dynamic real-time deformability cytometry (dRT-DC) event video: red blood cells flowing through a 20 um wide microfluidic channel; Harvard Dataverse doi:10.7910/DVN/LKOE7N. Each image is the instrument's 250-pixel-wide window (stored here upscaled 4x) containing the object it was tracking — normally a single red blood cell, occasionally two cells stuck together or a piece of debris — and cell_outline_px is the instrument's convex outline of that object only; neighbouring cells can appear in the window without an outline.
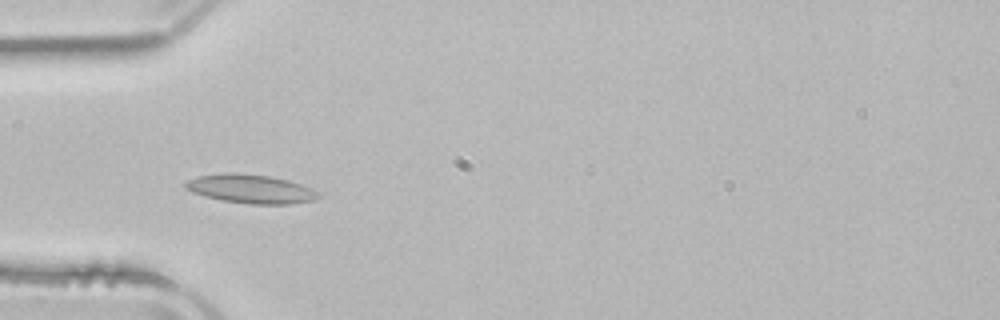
{"species": "common noctule bat (a hibernating species)", "species_latin": "Nyctalus noctula", "temperature_condition": "room temperature", "stored_images_in_passage": 41, "camera_frame_rate_fps": 3000, "um_per_image_px": 0.085, "animal": {"sex": "male", "body_mass_g": 21.5, "forearm_length_mm": 52.0}, "frame": {"image": 1, "passage_image": 5, "time_ms": 1.333, "image_size_px": [1000, 320], "cell_outline_px": [[320, 196], [312, 200], [292, 204], [248, 204], [220, 200], [204, 196], [192, 192], [184, 188], [184, 184], [188, 180], [196, 176], [224, 172], [232, 172], [268, 176], [288, 180], [312, 188]], "centroid_in_image_um": [21.25, 16.05], "position_along_channel_um": 63.7, "area_um2": 22.37}}
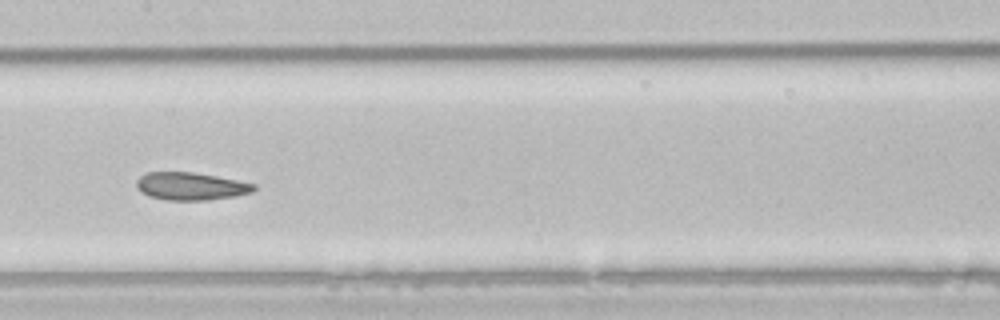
{"frame": {"image": 2, "passage_image": 15, "time_ms": 4.667, "image_size_px": [1000, 320], "cell_outline_px": [[256, 188], [252, 192], [236, 196], [208, 200], [164, 200], [148, 196], [140, 192], [136, 188], [136, 180], [140, 176], [148, 172], [192, 172], [216, 176], [256, 184]], "centroid_in_image_um": [16.19, 15.83], "position_along_channel_um": 191.2, "area_um2": 19.07}}
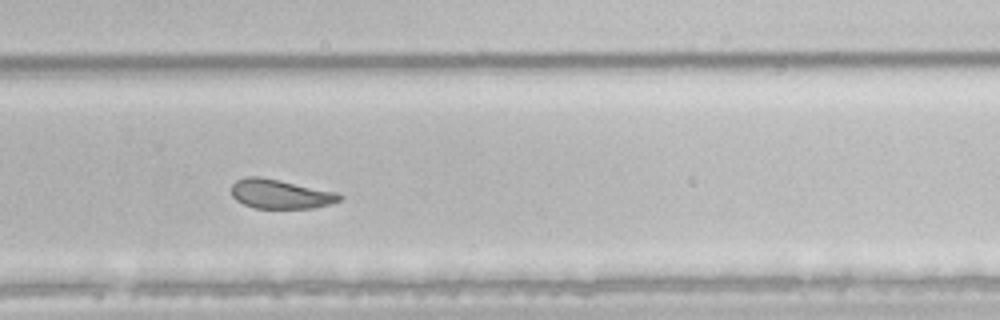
{"frame": {"image": 3, "passage_image": 24, "time_ms": 7.667, "image_size_px": [1000, 320], "cell_outline_px": [[344, 196], [340, 200], [328, 204], [312, 208], [256, 208], [244, 204], [236, 200], [232, 196], [232, 184], [236, 180], [248, 176], [260, 176], [336, 192]], "centroid_in_image_um": [23.81, 16.48], "position_along_channel_um": 306.0, "area_um2": 18.26}, "authors_computed_cell_mechanics": {"area_um2": 20.4612, "velocity_mm_per_s": 3.8482, "shape_relaxation_time_tau1_ms": null, "shape_relaxation_time_tau2_ms": 1.8478, "deformation_change_tau1": null, "deformation_change_tau2": 0.0713}}